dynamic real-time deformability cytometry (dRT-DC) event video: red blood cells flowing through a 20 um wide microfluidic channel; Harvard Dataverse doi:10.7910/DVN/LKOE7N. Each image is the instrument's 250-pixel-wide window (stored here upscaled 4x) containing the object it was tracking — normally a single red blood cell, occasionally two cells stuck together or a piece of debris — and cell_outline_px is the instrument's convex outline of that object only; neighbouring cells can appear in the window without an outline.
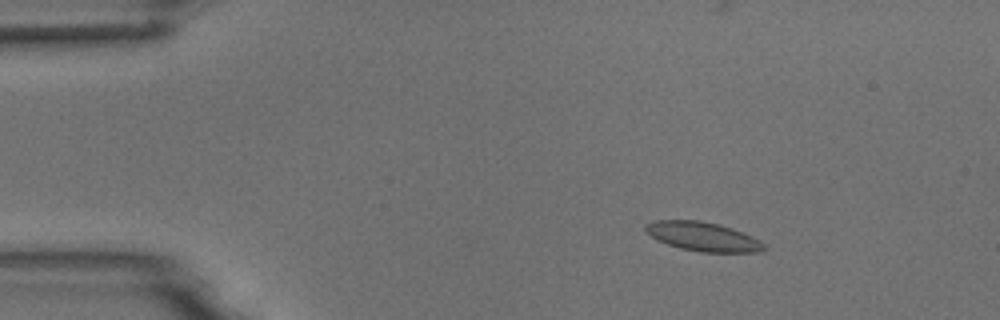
{"species": "common noctule bat (a hibernating species)", "species_latin": "Nyctalus noctula", "temperature_condition": "room temperature", "stored_images_in_passage": 6, "camera_frame_rate_fps": 3000, "um_per_image_px": 0.085, "animal": {"sex": "male", "body_mass_g": 18.8}, "frame": {"image": 1, "passage_image": 3, "time_ms": 2.333, "image_size_px": [1000, 320], "cell_outline_px": [[768, 248], [764, 252], [700, 252], [680, 248], [668, 244], [652, 236], [644, 228], [644, 224], [652, 220], [700, 220], [732, 228], [752, 236], [760, 240]], "centroid_in_image_um": [59.78, 20.11], "position_along_channel_um": 25.2, "area_um2": 20.06}}
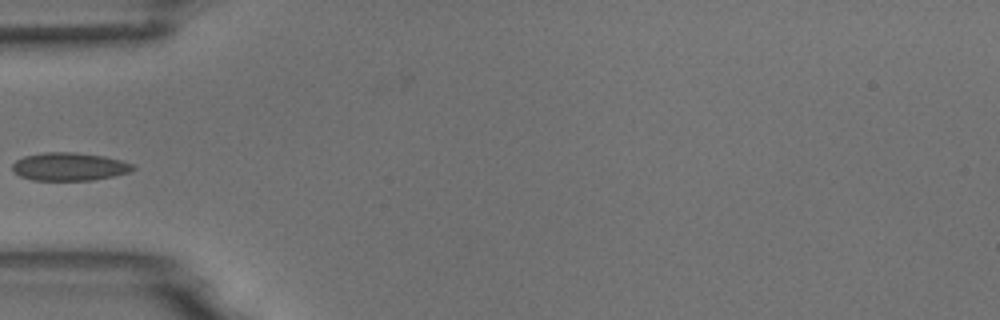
{"frame": {"image": 2, "passage_image": 6, "time_ms": 5.667, "image_size_px": [1000, 320], "cell_outline_px": [[136, 168], [128, 172], [112, 176], [92, 180], [32, 180], [20, 176], [12, 172], [12, 164], [16, 160], [24, 156], [44, 152], [72, 152], [104, 156], [120, 160], [132, 164]], "centroid_in_image_um": [5.84, 14.16], "position_along_channel_um": 79.2, "area_um2": 19.65}}